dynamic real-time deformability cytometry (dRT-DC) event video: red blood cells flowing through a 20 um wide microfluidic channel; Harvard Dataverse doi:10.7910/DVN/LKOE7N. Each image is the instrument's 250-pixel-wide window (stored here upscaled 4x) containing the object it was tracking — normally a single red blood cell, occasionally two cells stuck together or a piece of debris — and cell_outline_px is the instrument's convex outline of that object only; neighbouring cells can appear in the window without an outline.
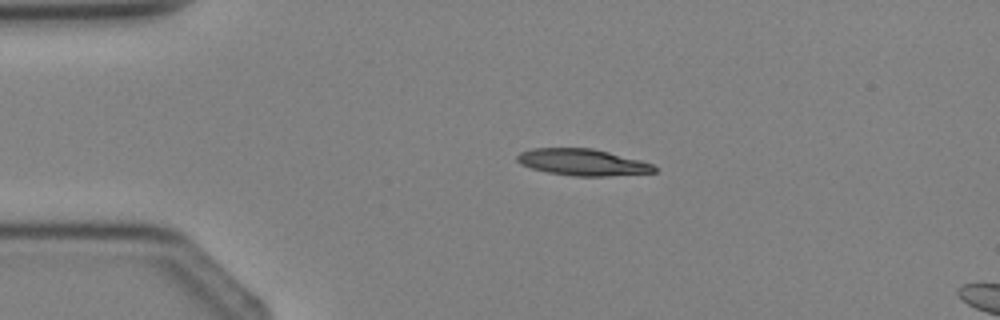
{"species": "Egyptian fruit bat (a non-hibernating species)", "species_latin": "Rousettus aegyptiacus", "temperature_condition": "cold", "stored_images_in_passage": 2, "camera_frame_rate_fps": 3000, "um_per_image_px": 0.085, "animal": {"sex": "female"}, "frame": {"image": 1, "passage_image": 1, "time_ms": 0.0, "image_size_px": [1000, 320], "cell_outline_px": [[656, 172], [608, 176], [576, 176], [548, 172], [532, 168], [520, 164], [516, 160], [516, 156], [520, 152], [532, 148], [592, 148], [640, 160], [652, 164], [656, 168]], "centroid_in_image_um": [49.49, 13.79], "position_along_channel_um": 35.5, "area_um2": 21.1}}